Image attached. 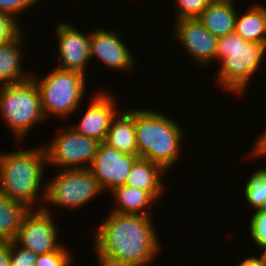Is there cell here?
Segmentation results:
<instances>
[{"mask_svg":"<svg viewBox=\"0 0 266 266\" xmlns=\"http://www.w3.org/2000/svg\"><path fill=\"white\" fill-rule=\"evenodd\" d=\"M106 218L94 232L97 256L126 266H147L153 262L161 245L152 215L111 211Z\"/></svg>","mask_w":266,"mask_h":266,"instance_id":"1","label":"cell"},{"mask_svg":"<svg viewBox=\"0 0 266 266\" xmlns=\"http://www.w3.org/2000/svg\"><path fill=\"white\" fill-rule=\"evenodd\" d=\"M48 165L45 148L34 147L16 152H0V192L28 209L38 204L43 173Z\"/></svg>","mask_w":266,"mask_h":266,"instance_id":"2","label":"cell"},{"mask_svg":"<svg viewBox=\"0 0 266 266\" xmlns=\"http://www.w3.org/2000/svg\"><path fill=\"white\" fill-rule=\"evenodd\" d=\"M182 130L178 122L163 113L136 109L135 131L139 158L152 161L167 172L179 160L184 137Z\"/></svg>","mask_w":266,"mask_h":266,"instance_id":"3","label":"cell"},{"mask_svg":"<svg viewBox=\"0 0 266 266\" xmlns=\"http://www.w3.org/2000/svg\"><path fill=\"white\" fill-rule=\"evenodd\" d=\"M266 45L245 41L235 32L218 38L216 62L219 86L232 94H245L251 77L261 68ZM250 81V82H249Z\"/></svg>","mask_w":266,"mask_h":266,"instance_id":"4","label":"cell"},{"mask_svg":"<svg viewBox=\"0 0 266 266\" xmlns=\"http://www.w3.org/2000/svg\"><path fill=\"white\" fill-rule=\"evenodd\" d=\"M0 87V116L16 140H23L32 127L46 120L38 87L32 77Z\"/></svg>","mask_w":266,"mask_h":266,"instance_id":"5","label":"cell"},{"mask_svg":"<svg viewBox=\"0 0 266 266\" xmlns=\"http://www.w3.org/2000/svg\"><path fill=\"white\" fill-rule=\"evenodd\" d=\"M35 76L32 75V78L38 87L43 114L47 120L50 115L67 118L79 109L87 90L84 75L55 68L41 79Z\"/></svg>","mask_w":266,"mask_h":266,"instance_id":"6","label":"cell"},{"mask_svg":"<svg viewBox=\"0 0 266 266\" xmlns=\"http://www.w3.org/2000/svg\"><path fill=\"white\" fill-rule=\"evenodd\" d=\"M57 170V174L43 187L41 197L46 204L78 209L103 192L88 168Z\"/></svg>","mask_w":266,"mask_h":266,"instance_id":"7","label":"cell"},{"mask_svg":"<svg viewBox=\"0 0 266 266\" xmlns=\"http://www.w3.org/2000/svg\"><path fill=\"white\" fill-rule=\"evenodd\" d=\"M66 128L62 126L59 134L51 140L48 146H44L47 166L55 165L60 168L59 170L89 168L100 142L82 135L71 126Z\"/></svg>","mask_w":266,"mask_h":266,"instance_id":"8","label":"cell"},{"mask_svg":"<svg viewBox=\"0 0 266 266\" xmlns=\"http://www.w3.org/2000/svg\"><path fill=\"white\" fill-rule=\"evenodd\" d=\"M47 206L29 209L22 218L14 242L37 255L57 250L59 230Z\"/></svg>","mask_w":266,"mask_h":266,"instance_id":"9","label":"cell"},{"mask_svg":"<svg viewBox=\"0 0 266 266\" xmlns=\"http://www.w3.org/2000/svg\"><path fill=\"white\" fill-rule=\"evenodd\" d=\"M138 158V155L121 152L101 142L88 169L97 179L102 191H112L125 185L132 166Z\"/></svg>","mask_w":266,"mask_h":266,"instance_id":"10","label":"cell"},{"mask_svg":"<svg viewBox=\"0 0 266 266\" xmlns=\"http://www.w3.org/2000/svg\"><path fill=\"white\" fill-rule=\"evenodd\" d=\"M174 37L182 44L196 65L208 66L216 61L218 38L197 19L175 20Z\"/></svg>","mask_w":266,"mask_h":266,"instance_id":"11","label":"cell"},{"mask_svg":"<svg viewBox=\"0 0 266 266\" xmlns=\"http://www.w3.org/2000/svg\"><path fill=\"white\" fill-rule=\"evenodd\" d=\"M58 52L60 63L56 68L78 72L86 75V66L91 59L90 33L79 32L74 25L65 21L56 25Z\"/></svg>","mask_w":266,"mask_h":266,"instance_id":"12","label":"cell"},{"mask_svg":"<svg viewBox=\"0 0 266 266\" xmlns=\"http://www.w3.org/2000/svg\"><path fill=\"white\" fill-rule=\"evenodd\" d=\"M116 31L99 29L90 32L91 59L98 58L108 69L129 73L135 68V57Z\"/></svg>","mask_w":266,"mask_h":266,"instance_id":"13","label":"cell"},{"mask_svg":"<svg viewBox=\"0 0 266 266\" xmlns=\"http://www.w3.org/2000/svg\"><path fill=\"white\" fill-rule=\"evenodd\" d=\"M114 97L106 91L97 92L91 98L88 110L81 117L79 124L74 127L82 135L104 142L113 117L117 114ZM116 106V107H115Z\"/></svg>","mask_w":266,"mask_h":266,"instance_id":"14","label":"cell"},{"mask_svg":"<svg viewBox=\"0 0 266 266\" xmlns=\"http://www.w3.org/2000/svg\"><path fill=\"white\" fill-rule=\"evenodd\" d=\"M104 143L121 152L138 155L135 110L118 111L111 121Z\"/></svg>","mask_w":266,"mask_h":266,"instance_id":"15","label":"cell"},{"mask_svg":"<svg viewBox=\"0 0 266 266\" xmlns=\"http://www.w3.org/2000/svg\"><path fill=\"white\" fill-rule=\"evenodd\" d=\"M165 173L160 165L144 158H138L132 166L125 185L148 191L158 200L164 194L165 186L161 175Z\"/></svg>","mask_w":266,"mask_h":266,"instance_id":"16","label":"cell"},{"mask_svg":"<svg viewBox=\"0 0 266 266\" xmlns=\"http://www.w3.org/2000/svg\"><path fill=\"white\" fill-rule=\"evenodd\" d=\"M233 0L211 2L197 18L217 38L235 31L237 10Z\"/></svg>","mask_w":266,"mask_h":266,"instance_id":"17","label":"cell"},{"mask_svg":"<svg viewBox=\"0 0 266 266\" xmlns=\"http://www.w3.org/2000/svg\"><path fill=\"white\" fill-rule=\"evenodd\" d=\"M23 36L22 31L14 40L0 46V85L19 83L32 77L29 72L23 73L21 65V60L24 58L22 54L24 51L21 49Z\"/></svg>","mask_w":266,"mask_h":266,"instance_id":"18","label":"cell"},{"mask_svg":"<svg viewBox=\"0 0 266 266\" xmlns=\"http://www.w3.org/2000/svg\"><path fill=\"white\" fill-rule=\"evenodd\" d=\"M240 14L237 13L234 32L245 41L266 45V6L255 3Z\"/></svg>","mask_w":266,"mask_h":266,"instance_id":"19","label":"cell"},{"mask_svg":"<svg viewBox=\"0 0 266 266\" xmlns=\"http://www.w3.org/2000/svg\"><path fill=\"white\" fill-rule=\"evenodd\" d=\"M111 193L116 200V208L114 207L112 212L121 214L151 215L150 210L147 209L157 201L148 191L127 185L119 186Z\"/></svg>","mask_w":266,"mask_h":266,"instance_id":"20","label":"cell"},{"mask_svg":"<svg viewBox=\"0 0 266 266\" xmlns=\"http://www.w3.org/2000/svg\"><path fill=\"white\" fill-rule=\"evenodd\" d=\"M29 209L0 192V242L14 241L22 218Z\"/></svg>","mask_w":266,"mask_h":266,"instance_id":"21","label":"cell"},{"mask_svg":"<svg viewBox=\"0 0 266 266\" xmlns=\"http://www.w3.org/2000/svg\"><path fill=\"white\" fill-rule=\"evenodd\" d=\"M244 187L245 198L253 209H266V168L255 171Z\"/></svg>","mask_w":266,"mask_h":266,"instance_id":"22","label":"cell"},{"mask_svg":"<svg viewBox=\"0 0 266 266\" xmlns=\"http://www.w3.org/2000/svg\"><path fill=\"white\" fill-rule=\"evenodd\" d=\"M176 20L198 18L202 11L211 3L210 0H175Z\"/></svg>","mask_w":266,"mask_h":266,"instance_id":"23","label":"cell"},{"mask_svg":"<svg viewBox=\"0 0 266 266\" xmlns=\"http://www.w3.org/2000/svg\"><path fill=\"white\" fill-rule=\"evenodd\" d=\"M250 219L249 229L254 244L260 249L266 247V209H257Z\"/></svg>","mask_w":266,"mask_h":266,"instance_id":"24","label":"cell"},{"mask_svg":"<svg viewBox=\"0 0 266 266\" xmlns=\"http://www.w3.org/2000/svg\"><path fill=\"white\" fill-rule=\"evenodd\" d=\"M66 248L61 245L55 251L38 255L35 266H70L73 259Z\"/></svg>","mask_w":266,"mask_h":266,"instance_id":"25","label":"cell"},{"mask_svg":"<svg viewBox=\"0 0 266 266\" xmlns=\"http://www.w3.org/2000/svg\"><path fill=\"white\" fill-rule=\"evenodd\" d=\"M22 30L21 25L14 18L0 13V46L14 40Z\"/></svg>","mask_w":266,"mask_h":266,"instance_id":"26","label":"cell"},{"mask_svg":"<svg viewBox=\"0 0 266 266\" xmlns=\"http://www.w3.org/2000/svg\"><path fill=\"white\" fill-rule=\"evenodd\" d=\"M37 254L27 248L10 242V266H35Z\"/></svg>","mask_w":266,"mask_h":266,"instance_id":"27","label":"cell"},{"mask_svg":"<svg viewBox=\"0 0 266 266\" xmlns=\"http://www.w3.org/2000/svg\"><path fill=\"white\" fill-rule=\"evenodd\" d=\"M40 0H0V13L6 14L14 18L19 17L22 12H25L32 5H35Z\"/></svg>","mask_w":266,"mask_h":266,"instance_id":"28","label":"cell"},{"mask_svg":"<svg viewBox=\"0 0 266 266\" xmlns=\"http://www.w3.org/2000/svg\"><path fill=\"white\" fill-rule=\"evenodd\" d=\"M251 158L266 156V130L260 134V137L253 145L252 151L248 154Z\"/></svg>","mask_w":266,"mask_h":266,"instance_id":"29","label":"cell"},{"mask_svg":"<svg viewBox=\"0 0 266 266\" xmlns=\"http://www.w3.org/2000/svg\"><path fill=\"white\" fill-rule=\"evenodd\" d=\"M0 266H10V242H0Z\"/></svg>","mask_w":266,"mask_h":266,"instance_id":"30","label":"cell"},{"mask_svg":"<svg viewBox=\"0 0 266 266\" xmlns=\"http://www.w3.org/2000/svg\"><path fill=\"white\" fill-rule=\"evenodd\" d=\"M238 266H266V263L263 261L262 256L256 257H247Z\"/></svg>","mask_w":266,"mask_h":266,"instance_id":"31","label":"cell"},{"mask_svg":"<svg viewBox=\"0 0 266 266\" xmlns=\"http://www.w3.org/2000/svg\"><path fill=\"white\" fill-rule=\"evenodd\" d=\"M97 258H98V262H99L100 266H126V265H123V264H120V263H115V262L103 259V258H101L99 256Z\"/></svg>","mask_w":266,"mask_h":266,"instance_id":"32","label":"cell"},{"mask_svg":"<svg viewBox=\"0 0 266 266\" xmlns=\"http://www.w3.org/2000/svg\"><path fill=\"white\" fill-rule=\"evenodd\" d=\"M261 251H262L261 256L263 258V261L266 263V247H264Z\"/></svg>","mask_w":266,"mask_h":266,"instance_id":"33","label":"cell"},{"mask_svg":"<svg viewBox=\"0 0 266 266\" xmlns=\"http://www.w3.org/2000/svg\"><path fill=\"white\" fill-rule=\"evenodd\" d=\"M211 2H214V1H228V0H210Z\"/></svg>","mask_w":266,"mask_h":266,"instance_id":"34","label":"cell"}]
</instances>
